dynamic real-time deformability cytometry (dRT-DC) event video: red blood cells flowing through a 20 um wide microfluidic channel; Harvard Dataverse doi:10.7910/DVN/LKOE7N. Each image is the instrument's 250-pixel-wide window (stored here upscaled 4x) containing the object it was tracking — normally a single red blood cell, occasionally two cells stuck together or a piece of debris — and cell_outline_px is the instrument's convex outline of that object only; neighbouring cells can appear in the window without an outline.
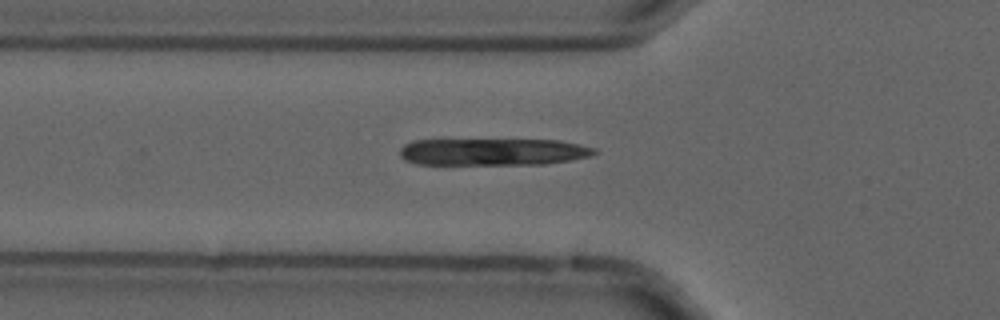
{"species": "common noctule bat (a hibernating species)", "species_latin": "Nyctalus noctula", "temperature_condition": "cold", "stored_images_in_passage": 54, "camera_frame_rate_fps": 3000, "um_per_image_px": 0.085, "animal": {"sex": "male", "forearm_length_mm": 52.5}, "frame": {"image": 1, "passage_image": 18, "time_ms": 5.667, "image_size_px": [1000, 320], "cell_outline_px": [[600, 152], [592, 156], [572, 160], [544, 164], [416, 164], [404, 160], [400, 156], [400, 148], [404, 144], [412, 140], [560, 140], [580, 144], [596, 148]], "centroid_in_image_um": [41.94, 12.91], "position_along_channel_um": 83.9, "area_um2": 30.92}}